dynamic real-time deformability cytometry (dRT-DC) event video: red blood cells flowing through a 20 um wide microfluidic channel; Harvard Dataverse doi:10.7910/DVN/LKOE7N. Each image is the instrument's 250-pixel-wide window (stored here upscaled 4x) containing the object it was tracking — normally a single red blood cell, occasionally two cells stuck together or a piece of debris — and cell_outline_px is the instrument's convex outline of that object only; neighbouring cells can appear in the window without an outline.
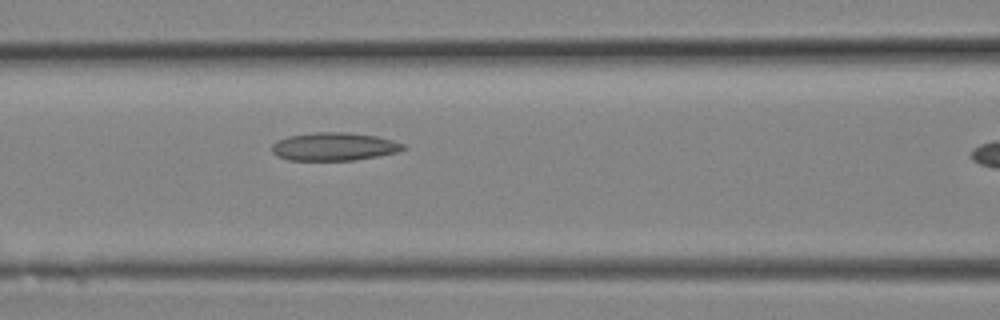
{"species": "Egyptian fruit bat (a non-hibernating species)", "species_latin": "Rousettus aegyptiacus", "temperature_condition": "room temperature", "stored_images_in_passage": 7, "camera_frame_rate_fps": 3000, "um_per_image_px": 0.085, "animal": {"sex": "female"}, "frame": {"image": 1, "passage_image": 6, "time_ms": 1.667, "image_size_px": [1000, 320], "cell_outline_px": [[408, 148], [400, 152], [380, 156], [356, 160], [288, 160], [276, 156], [272, 152], [272, 144], [276, 140], [288, 136], [316, 132], [348, 132], [376, 136], [392, 140], [404, 144]], "centroid_in_image_um": [28.42, 12.46], "position_along_channel_um": 138.2, "area_um2": 21.79}}